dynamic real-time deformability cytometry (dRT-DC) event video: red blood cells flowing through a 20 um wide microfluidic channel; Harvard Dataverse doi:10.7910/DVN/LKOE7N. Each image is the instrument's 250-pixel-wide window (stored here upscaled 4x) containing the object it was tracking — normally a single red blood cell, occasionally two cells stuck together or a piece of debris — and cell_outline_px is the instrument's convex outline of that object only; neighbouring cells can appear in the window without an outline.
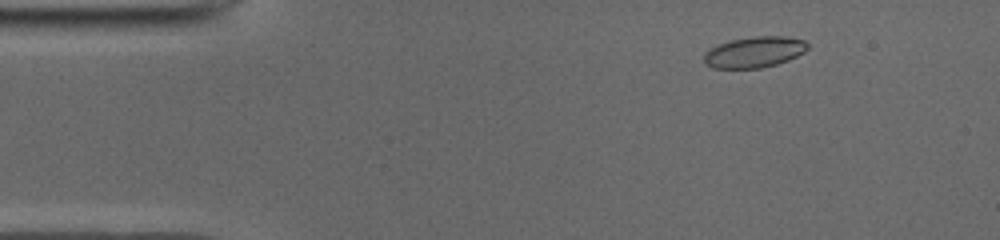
{"species": "common noctule bat (a hibernating species)", "species_latin": "Nyctalus noctula", "temperature_condition": "cold", "stored_images_in_passage": 48, "camera_frame_rate_fps": 3000, "um_per_image_px": 0.085, "animal": {"sex": "male", "body_mass_g": 19.0, "forearm_length_mm": 50.8}, "frame": {"image": 1, "passage_image": 4, "time_ms": 1.0, "image_size_px": [1000, 240], "cell_outline_px": [[808, 48], [804, 52], [788, 60], [776, 64], [760, 68], [712, 68], [704, 64], [704, 52], [720, 44], [732, 40], [752, 36], [788, 36], [804, 40], [808, 44]], "centroid_in_image_um": [64.12, 4.43], "position_along_channel_um": 20.9, "area_um2": 18.67}}
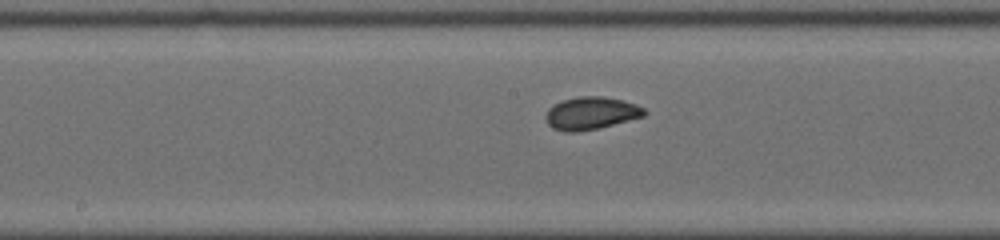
{"frame": {"image": 2, "passage_image": 23, "time_ms": 7.333, "image_size_px": [1000, 240], "cell_outline_px": [[648, 112], [644, 116], [596, 128], [576, 132], [564, 132], [552, 128], [548, 124], [544, 116], [548, 108], [552, 104], [564, 100], [580, 96], [604, 96], [636, 104], [644, 108]], "centroid_in_image_um": [50.2, 9.62], "position_along_channel_um": 198.0, "area_um2": 18.67}}
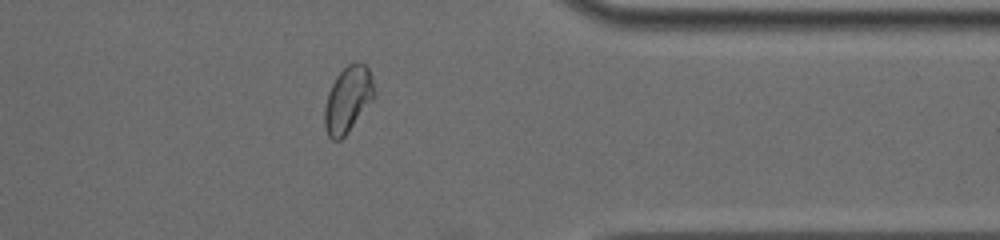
{"frame": {"image": 3, "passage_image": 38, "time_ms": 12.333, "image_size_px": [1000, 240], "cell_outline_px": [[376, 96], [348, 132], [340, 140], [332, 140], [328, 136], [324, 128], [324, 108], [328, 92], [336, 76], [348, 64], [364, 64], [368, 68], [372, 76], [376, 92]], "centroid_in_image_um": [29.57, 8.48], "position_along_channel_um": 381.8, "area_um2": 19.19}, "authors_computed_cell_mechanics": {"area_um2": 18.6694, "velocity_mm_per_s": 3.9443, "shape_relaxation_time_tau1_ms": 3.9005, "shape_relaxation_time_tau2_ms": 1.2061, "deformation_change_tau1": 0.0832, "deformation_change_tau2": 0.0524}}